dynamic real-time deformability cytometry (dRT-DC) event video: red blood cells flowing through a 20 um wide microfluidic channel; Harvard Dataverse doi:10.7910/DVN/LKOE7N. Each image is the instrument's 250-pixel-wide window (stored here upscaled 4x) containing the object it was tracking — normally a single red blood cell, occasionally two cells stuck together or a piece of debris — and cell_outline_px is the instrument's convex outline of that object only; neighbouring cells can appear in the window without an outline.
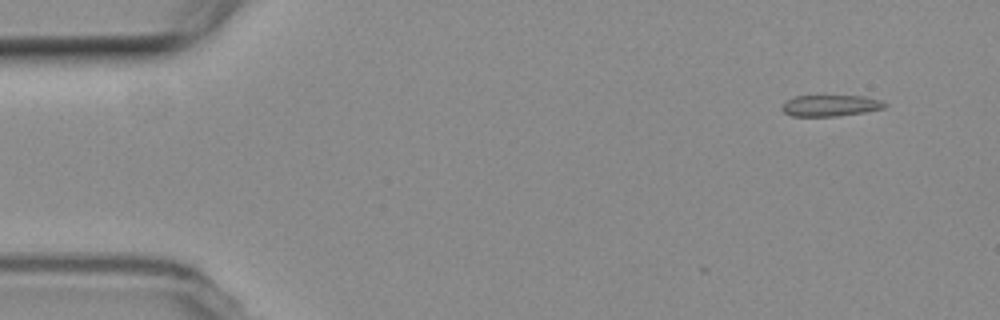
{"species": "common noctule bat (a hibernating species)", "species_latin": "Nyctalus noctula", "temperature_condition": "room temperature", "stored_images_in_passage": 5, "camera_frame_rate_fps": 3000, "um_per_image_px": 0.085, "animal": {"sex": "female", "body_mass_g": 19.3, "forearm_length_mm": 54.1}, "frame": {"image": 1, "passage_image": 1, "time_ms": 0.0, "image_size_px": [1000, 320], "cell_outline_px": [[888, 104], [884, 108], [864, 112], [836, 116], [792, 116], [784, 112], [780, 108], [788, 100], [796, 96], [864, 96], [884, 100]], "centroid_in_image_um": [70.64, 8.97], "position_along_channel_um": 14.4, "area_um2": 12.72}}
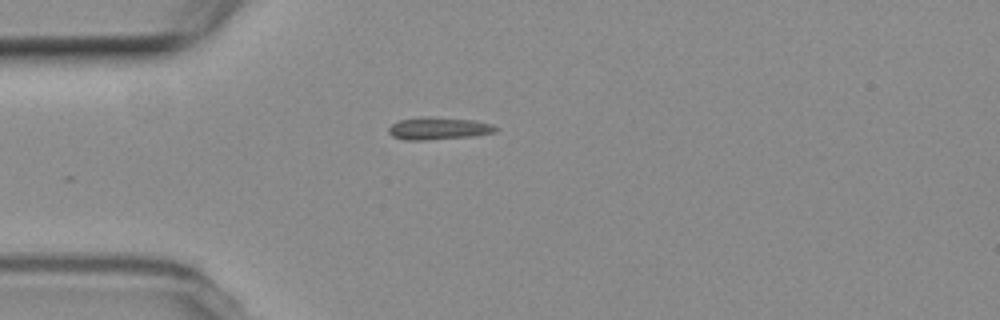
{"frame": {"image": 2, "passage_image": 4, "time_ms": 3.667, "image_size_px": [1000, 320], "cell_outline_px": [[496, 132], [476, 136], [424, 140], [404, 140], [392, 136], [388, 132], [388, 128], [392, 124], [400, 120], [420, 116], [432, 116], [476, 120], [492, 124], [496, 128]], "centroid_in_image_um": [37.27, 10.9], "position_along_channel_um": 47.7, "area_um2": 14.22}}